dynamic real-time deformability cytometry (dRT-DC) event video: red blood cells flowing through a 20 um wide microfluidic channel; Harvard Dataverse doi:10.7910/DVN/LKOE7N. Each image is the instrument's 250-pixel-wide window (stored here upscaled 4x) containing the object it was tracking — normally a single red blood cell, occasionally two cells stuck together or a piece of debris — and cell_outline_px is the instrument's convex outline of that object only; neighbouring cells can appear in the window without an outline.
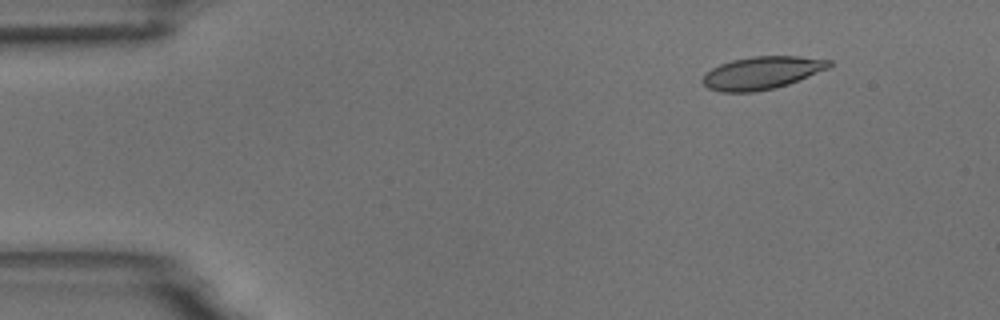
{"species": "common noctule bat (a hibernating species)", "species_latin": "Nyctalus noctula", "temperature_condition": "room temperature", "stored_images_in_passage": 5, "camera_frame_rate_fps": 3000, "um_per_image_px": 0.085, "animal": {"sex": "male", "body_mass_g": 18.8}, "frame": {"image": 1, "passage_image": 2, "time_ms": 1.0, "image_size_px": [1000, 320], "cell_outline_px": [[832, 64], [828, 68], [788, 84], [776, 88], [752, 92], [720, 92], [708, 88], [700, 80], [712, 68], [720, 64], [732, 60], [752, 56], [800, 56], [832, 60]], "centroid_in_image_um": [64.75, 6.19], "position_along_channel_um": 20.2, "area_um2": 24.04}}
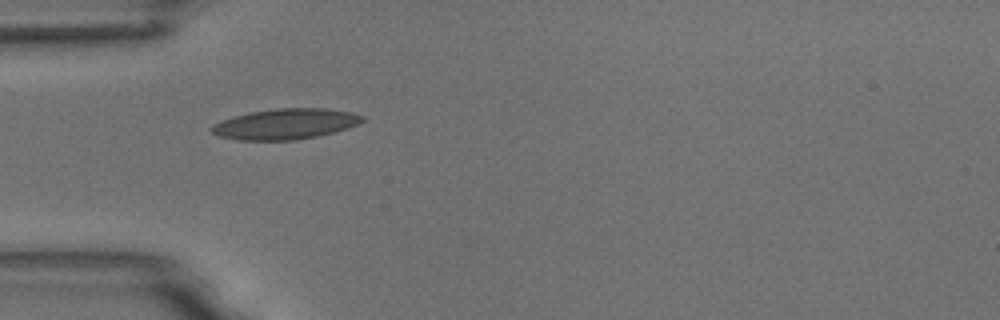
{"frame": {"image": 2, "passage_image": 4, "time_ms": 4.333, "image_size_px": [1000, 320], "cell_outline_px": [[364, 120], [356, 124], [332, 132], [316, 136], [296, 140], [240, 140], [220, 136], [212, 132], [208, 128], [212, 124], [220, 120], [252, 112], [276, 108], [328, 108], [352, 112], [364, 116]], "centroid_in_image_um": [24.23, 10.53], "position_along_channel_um": 60.8, "area_um2": 26.65}}